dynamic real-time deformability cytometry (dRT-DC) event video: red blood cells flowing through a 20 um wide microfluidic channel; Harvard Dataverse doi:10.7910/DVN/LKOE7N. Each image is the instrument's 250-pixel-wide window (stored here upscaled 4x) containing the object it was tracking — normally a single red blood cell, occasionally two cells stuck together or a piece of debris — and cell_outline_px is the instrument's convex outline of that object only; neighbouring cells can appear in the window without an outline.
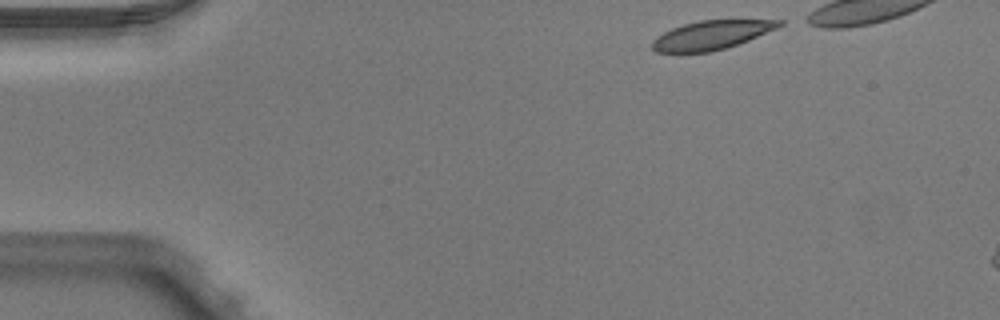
{"species": "Egyptian fruit bat (a non-hibernating species)", "species_latin": "Rousettus aegyptiacus", "temperature_condition": "warm", "stored_images_in_passage": 8, "camera_frame_rate_fps": 3000, "um_per_image_px": 0.085, "animal": {"sex": "male"}, "frame": {"image": 1, "passage_image": 1, "time_ms": 0.0, "image_size_px": [1000, 320], "cell_outline_px": [[784, 24], [776, 28], [748, 40], [724, 48], [708, 52], [656, 52], [652, 48], [652, 40], [656, 36], [672, 28], [684, 24], [700, 20], [784, 20]], "centroid_in_image_um": [60.44, 2.97], "position_along_channel_um": 24.6, "area_um2": 21.04}}